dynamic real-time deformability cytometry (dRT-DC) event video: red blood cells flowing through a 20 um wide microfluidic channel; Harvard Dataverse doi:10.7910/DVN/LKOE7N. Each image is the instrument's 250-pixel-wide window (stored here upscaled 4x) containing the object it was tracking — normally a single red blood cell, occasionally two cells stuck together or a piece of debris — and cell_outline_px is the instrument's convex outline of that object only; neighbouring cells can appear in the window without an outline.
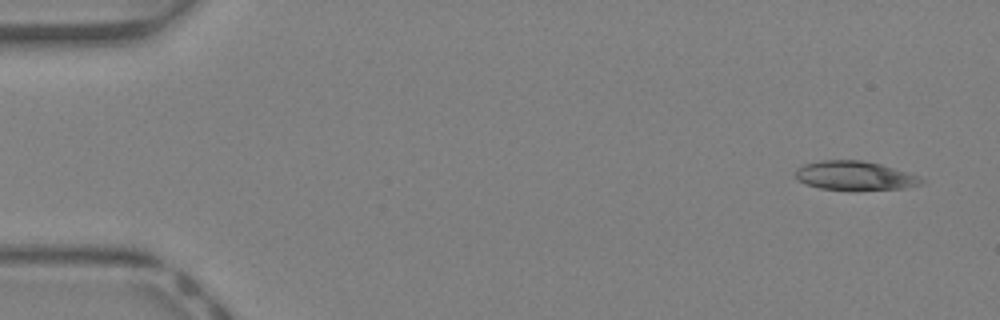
{"species": "Egyptian fruit bat (a non-hibernating species)", "species_latin": "Rousettus aegyptiacus", "temperature_condition": "warm", "stored_images_in_passage": 40, "camera_frame_rate_fps": 3000, "um_per_image_px": 0.085, "animal": {"sex": "female"}, "frame": {"image": 1, "passage_image": 1, "time_ms": 0.0, "image_size_px": [1000, 320], "cell_outline_px": [[924, 184], [904, 188], [852, 192], [848, 192], [820, 188], [804, 184], [796, 180], [796, 168], [804, 164], [820, 160], [860, 160], [880, 164], [920, 176], [924, 180]], "centroid_in_image_um": [72.65, 14.97], "position_along_channel_um": 12.4, "area_um2": 22.02}}
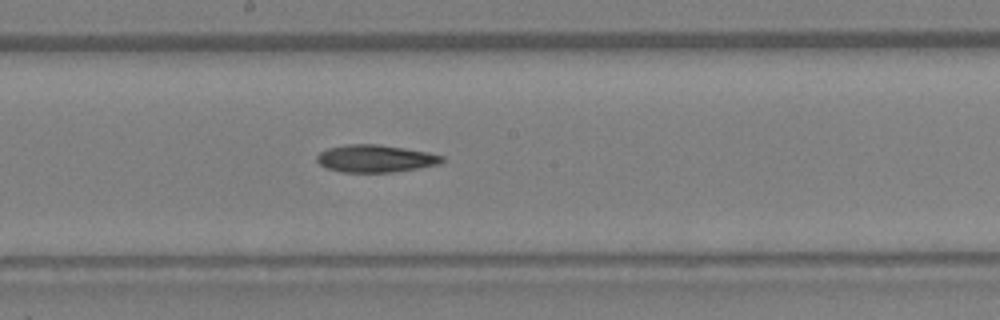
{"frame": {"image": 2, "passage_image": 21, "time_ms": 6.667, "image_size_px": [1000, 320], "cell_outline_px": [[444, 160], [440, 164], [392, 172], [344, 172], [324, 168], [316, 160], [316, 156], [320, 152], [328, 148], [348, 144], [376, 144], [404, 148], [428, 152], [444, 156]], "centroid_in_image_um": [31.89, 13.47], "position_along_channel_um": 216.3, "area_um2": 19.94}}
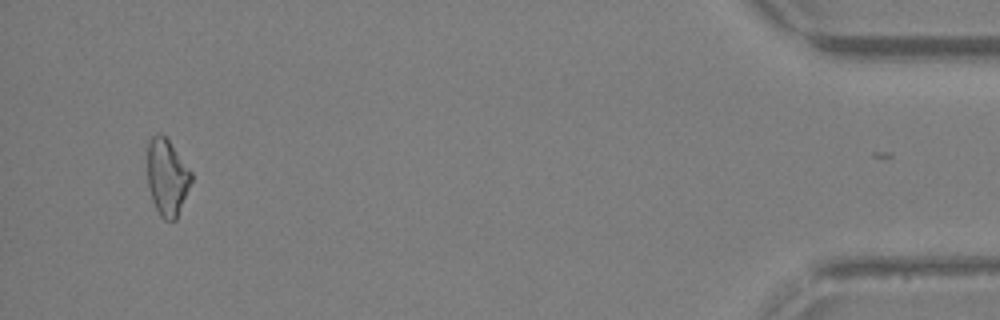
{"frame": {"image": 3, "passage_image": 38, "time_ms": 12.333, "image_size_px": [1000, 320], "cell_outline_px": [[192, 180], [176, 220], [164, 220], [160, 216], [152, 200], [148, 184], [148, 140], [152, 136], [160, 132], [168, 140], [192, 172]], "centroid_in_image_um": [14.2, 15.07], "position_along_channel_um": 421.0, "area_um2": 19.42}, "authors_computed_cell_mechanics": {"area_um2": 20.4323, "velocity_mm_per_s": 4.9876, "shape_relaxation_time_tau1_ms": 4.9841, "shape_relaxation_time_tau2_ms": null, "deformation_change_tau1": 0.1616, "deformation_change_tau2": null}}